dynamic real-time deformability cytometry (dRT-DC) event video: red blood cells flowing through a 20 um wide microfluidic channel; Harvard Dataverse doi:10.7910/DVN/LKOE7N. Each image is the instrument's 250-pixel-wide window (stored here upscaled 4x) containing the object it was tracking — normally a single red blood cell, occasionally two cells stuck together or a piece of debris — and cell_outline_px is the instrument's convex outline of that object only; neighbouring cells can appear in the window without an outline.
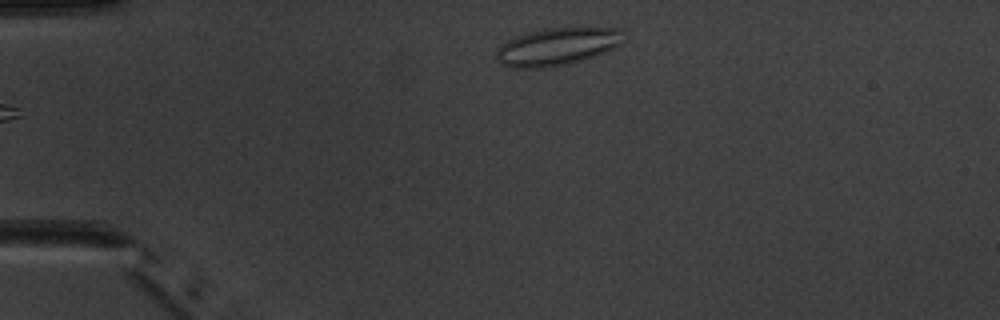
{"species": "common noctule bat (a hibernating species)", "species_latin": "Nyctalus noctula", "temperature_condition": "warm", "stored_images_in_passage": 6, "camera_frame_rate_fps": 3000, "um_per_image_px": 0.085, "animal": {"sex": "male", "body_mass_g": 20.1, "forearm_length_mm": 53.5}, "frame": {"image": 1, "passage_image": 6, "time_ms": 5.667, "image_size_px": [1000, 320], "cell_outline_px": [[624, 32], [620, 44], [604, 52], [584, 60], [548, 68], [512, 68], [500, 64], [496, 60], [496, 48], [500, 44], [516, 36], [528, 32], [548, 28], [624, 28]], "centroid_in_image_um": [47.31, 3.97], "position_along_channel_um": 37.7, "area_um2": 27.98}}